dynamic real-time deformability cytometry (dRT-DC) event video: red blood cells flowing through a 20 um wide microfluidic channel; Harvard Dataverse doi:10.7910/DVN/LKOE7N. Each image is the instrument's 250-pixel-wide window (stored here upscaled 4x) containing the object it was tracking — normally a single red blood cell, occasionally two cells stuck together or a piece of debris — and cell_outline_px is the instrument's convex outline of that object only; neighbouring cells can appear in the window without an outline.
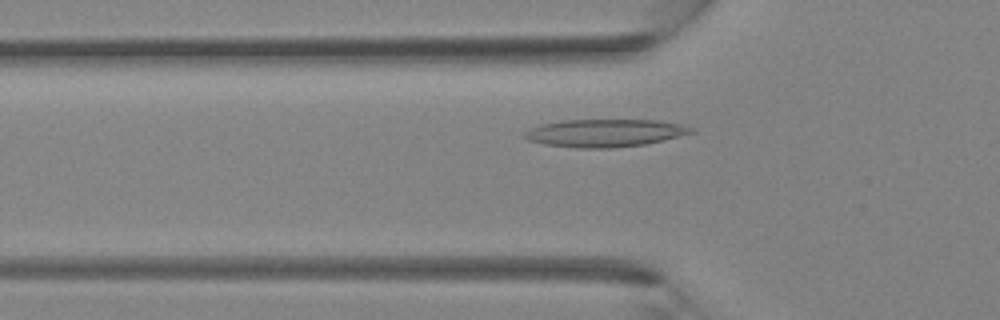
{"species": "Egyptian fruit bat (a non-hibernating species)", "species_latin": "Rousettus aegyptiacus", "temperature_condition": "room temperature", "stored_images_in_passage": 34, "camera_frame_rate_fps": 3000, "um_per_image_px": 0.085, "animal": {"sex": "female"}, "frame": {"image": 1, "passage_image": 9, "time_ms": 2.667, "image_size_px": [1000, 320], "cell_outline_px": [[696, 132], [664, 140], [644, 144], [612, 148], [576, 148], [544, 144], [528, 140], [524, 136], [524, 132], [540, 124], [560, 120], [656, 120], [680, 124], [696, 128]], "centroid_in_image_um": [51.44, 11.3], "position_along_channel_um": 74.4, "area_um2": 26.99}}
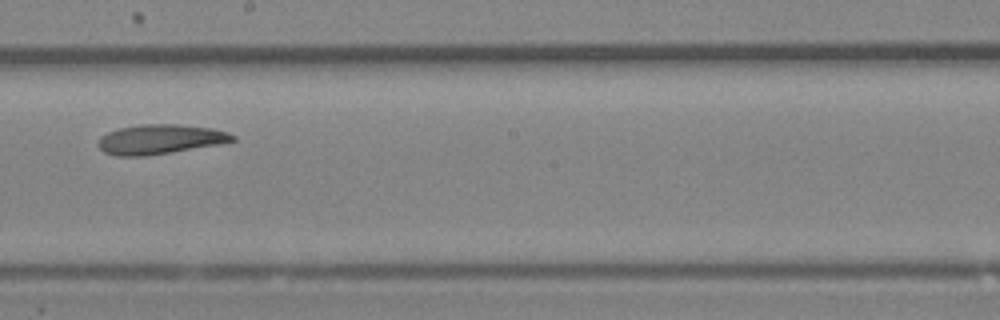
{"frame": {"image": 2, "passage_image": 18, "time_ms": 5.667, "image_size_px": [1000, 320], "cell_outline_px": [[236, 140], [224, 144], [172, 152], [144, 156], [116, 156], [104, 152], [96, 144], [100, 136], [108, 132], [120, 128], [140, 124], [176, 124], [212, 128], [228, 132], [236, 136]], "centroid_in_image_um": [13.63, 11.84], "position_along_channel_um": 234.6, "area_um2": 23.47}}
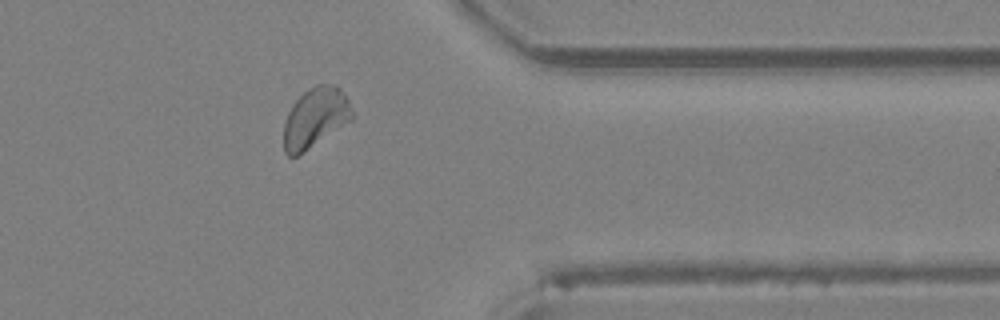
{"frame": {"image": 3, "passage_image": 27, "time_ms": 8.667, "image_size_px": [1000, 320], "cell_outline_px": [[356, 116], [352, 120], [304, 152], [296, 156], [288, 156], [284, 152], [284, 124], [288, 112], [292, 104], [308, 88], [316, 84], [336, 84], [340, 88], [348, 100]], "centroid_in_image_um": [26.82, 9.99], "position_along_channel_um": 384.6, "area_um2": 24.04}}